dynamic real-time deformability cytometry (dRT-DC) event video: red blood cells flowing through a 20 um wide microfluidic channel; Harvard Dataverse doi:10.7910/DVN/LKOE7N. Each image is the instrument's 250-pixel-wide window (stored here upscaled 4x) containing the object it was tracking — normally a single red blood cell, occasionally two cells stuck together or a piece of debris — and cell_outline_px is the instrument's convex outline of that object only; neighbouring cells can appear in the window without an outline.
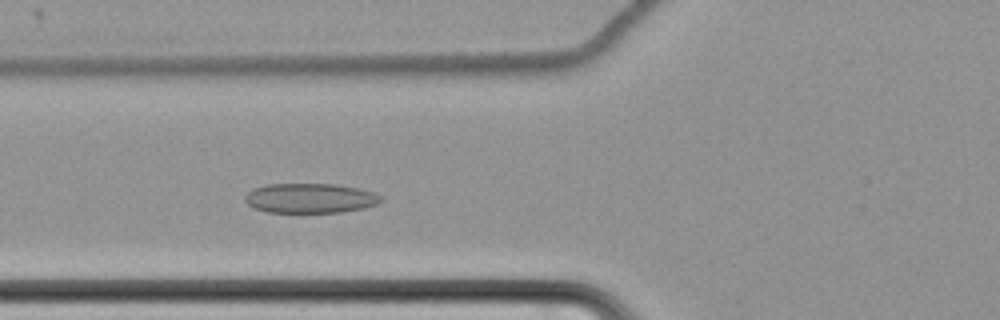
{"species": "common noctule bat (a hibernating species)", "species_latin": "Nyctalus noctula", "temperature_condition": "cold", "stored_images_in_passage": 57, "camera_frame_rate_fps": 3000, "um_per_image_px": 0.085, "animal": {"sex": "female", "body_mass_g": 22.7, "forearm_length_mm": 54.2}, "frame": {"image": 1, "passage_image": 20, "time_ms": 6.333, "image_size_px": [1000, 320], "cell_outline_px": [[384, 200], [376, 204], [364, 208], [340, 212], [268, 212], [256, 208], [248, 204], [244, 200], [244, 196], [248, 192], [256, 188], [268, 184], [336, 184], [360, 188], [372, 192], [380, 196]], "centroid_in_image_um": [26.38, 16.84], "position_along_channel_um": 99.4, "area_um2": 23.41}}
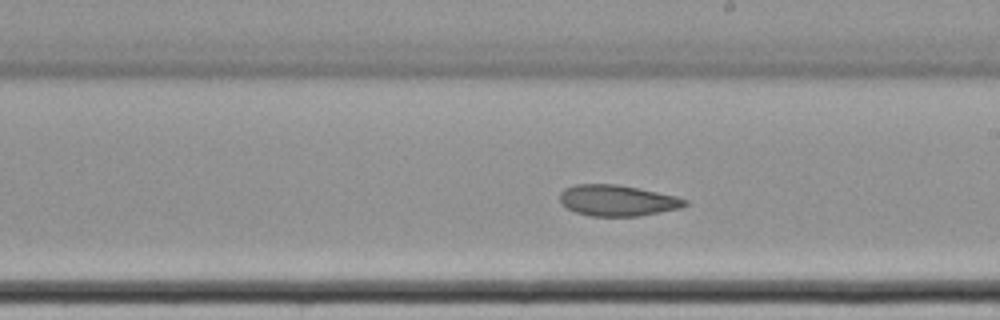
{"frame": {"image": 2, "passage_image": 32, "time_ms": 10.333, "image_size_px": [1000, 320], "cell_outline_px": [[688, 204], [680, 208], [640, 216], [592, 216], [576, 212], [568, 208], [560, 200], [560, 192], [564, 188], [576, 184], [616, 184], [676, 196], [688, 200]], "centroid_in_image_um": [52.48, 17.04], "position_along_channel_um": 236.5, "area_um2": 22.43}}
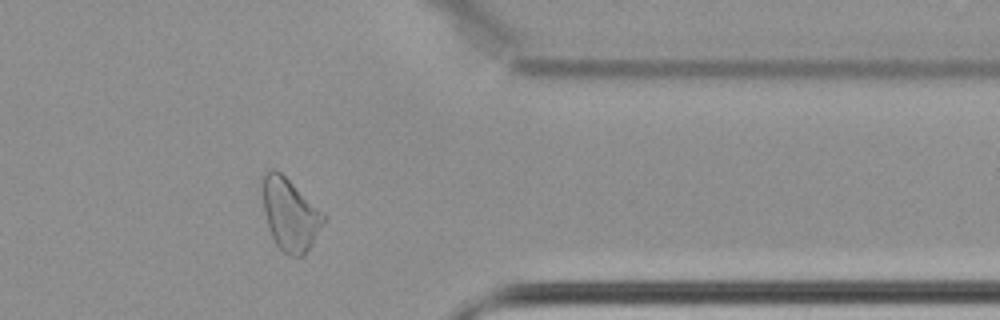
{"frame": {"image": 3, "passage_image": 46, "time_ms": 15.0, "image_size_px": [1000, 320], "cell_outline_px": [[328, 216], [324, 224], [312, 244], [304, 256], [288, 256], [276, 244], [272, 236], [264, 212], [260, 188], [260, 176], [268, 168], [276, 168]], "centroid_in_image_um": [24.63, 18.17], "position_along_channel_um": 386.8, "area_um2": 26.24}, "authors_computed_cell_mechanics": {"area_um2": 25.6054, "velocity_mm_per_s": 3.4321, "shape_relaxation_time_tau1_ms": null, "shape_relaxation_time_tau2_ms": 2.7766, "deformation_change_tau1": null, "deformation_change_tau2": 0.085}}